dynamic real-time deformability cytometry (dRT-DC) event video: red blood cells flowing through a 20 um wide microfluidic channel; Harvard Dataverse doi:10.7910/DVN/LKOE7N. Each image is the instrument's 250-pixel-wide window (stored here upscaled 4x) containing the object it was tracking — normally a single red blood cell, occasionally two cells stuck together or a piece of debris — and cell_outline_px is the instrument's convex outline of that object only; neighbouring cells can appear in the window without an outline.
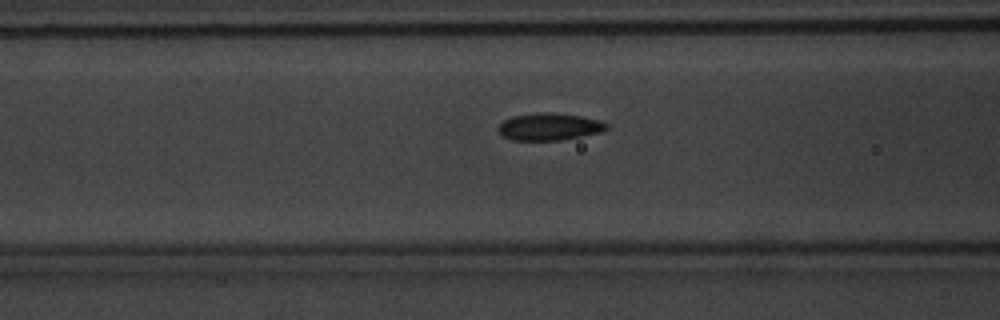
{"species": "common noctule bat (a hibernating species)", "species_latin": "Nyctalus noctula", "temperature_condition": "warm", "stored_images_in_passage": 30, "camera_frame_rate_fps": 3000, "um_per_image_px": 0.085, "animal": {"sex": "male", "body_mass_g": 20.1, "forearm_length_mm": 53.5}, "frame": {"image": 1, "passage_image": 5, "time_ms": 1.333, "image_size_px": [1000, 320], "cell_outline_px": [[608, 128], [600, 132], [560, 140], [512, 140], [504, 136], [500, 132], [500, 124], [504, 120], [512, 116], [580, 116], [600, 120], [608, 124]], "centroid_in_image_um": [46.73, 10.83], "position_along_channel_um": 119.9, "area_um2": 15.78}}
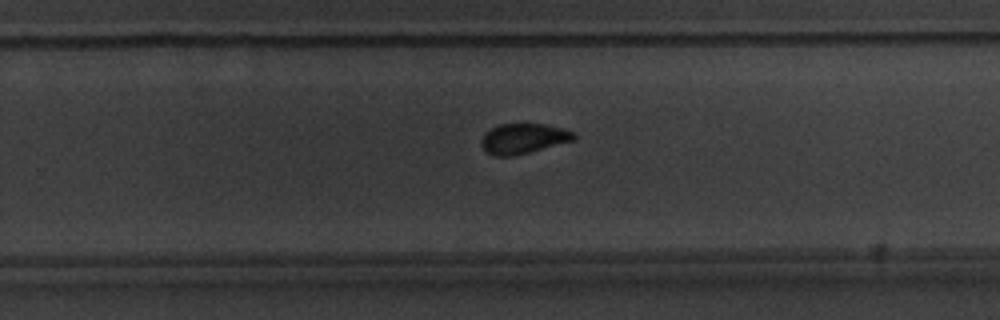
{"frame": {"image": 2, "passage_image": 18, "time_ms": 5.667, "image_size_px": [1000, 320], "cell_outline_px": [[576, 140], [512, 156], [496, 156], [488, 152], [480, 144], [480, 140], [492, 128], [500, 124], [544, 124], [576, 132]], "centroid_in_image_um": [44.52, 11.78], "position_along_channel_um": 285.3, "area_um2": 16.01}}
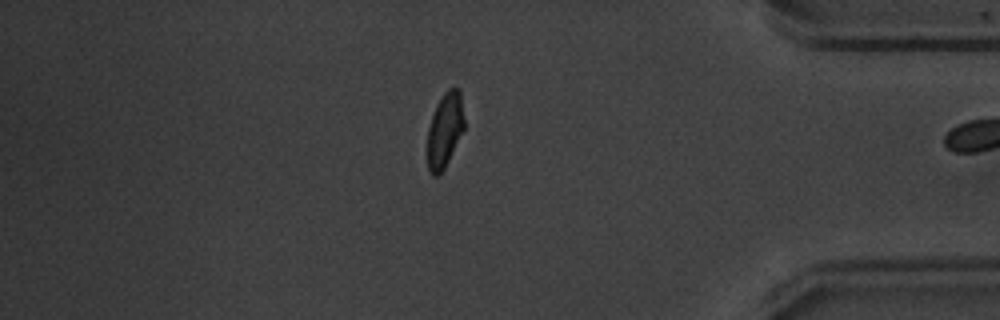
{"frame": {"image": 3, "passage_image": 29, "time_ms": 9.333, "image_size_px": [1000, 320], "cell_outline_px": [[464, 128], [444, 168], [436, 176], [432, 176], [428, 172], [428, 128], [436, 104], [444, 92], [448, 88], [460, 88], [464, 120]], "centroid_in_image_um": [37.8, 11.02], "position_along_channel_um": 397.4, "area_um2": 15.84}}